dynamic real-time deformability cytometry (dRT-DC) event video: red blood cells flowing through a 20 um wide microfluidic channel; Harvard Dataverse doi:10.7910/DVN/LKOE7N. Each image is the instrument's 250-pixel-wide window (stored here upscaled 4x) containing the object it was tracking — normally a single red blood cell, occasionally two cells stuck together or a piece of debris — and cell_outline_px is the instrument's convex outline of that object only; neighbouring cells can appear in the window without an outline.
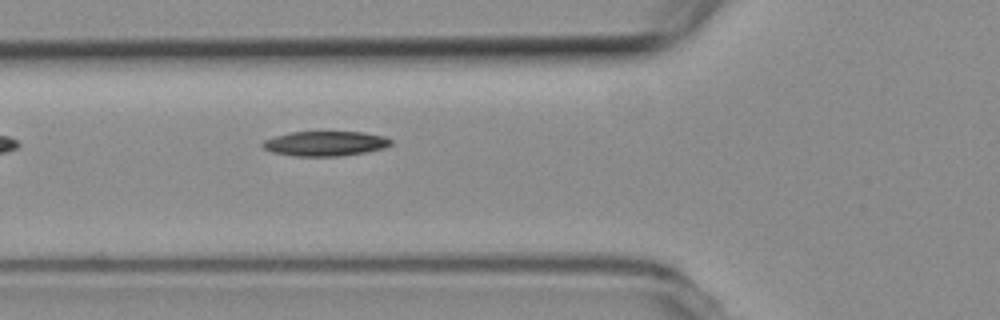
{"species": "common noctule bat (a hibernating species)", "species_latin": "Nyctalus noctula", "temperature_condition": "room temperature", "stored_images_in_passage": 33, "camera_frame_rate_fps": 3000, "um_per_image_px": 0.085, "animal": {"sex": "female", "body_mass_g": 19.3, "forearm_length_mm": 54.1}, "frame": {"image": 1, "passage_image": 3, "time_ms": 0.667, "image_size_px": [1000, 320], "cell_outline_px": [[392, 144], [384, 148], [364, 152], [340, 156], [296, 156], [272, 152], [264, 148], [260, 144], [264, 140], [276, 136], [292, 132], [364, 132], [384, 136], [392, 140]], "centroid_in_image_um": [27.65, 12.2], "position_along_channel_um": 98.1, "area_um2": 18.44}}
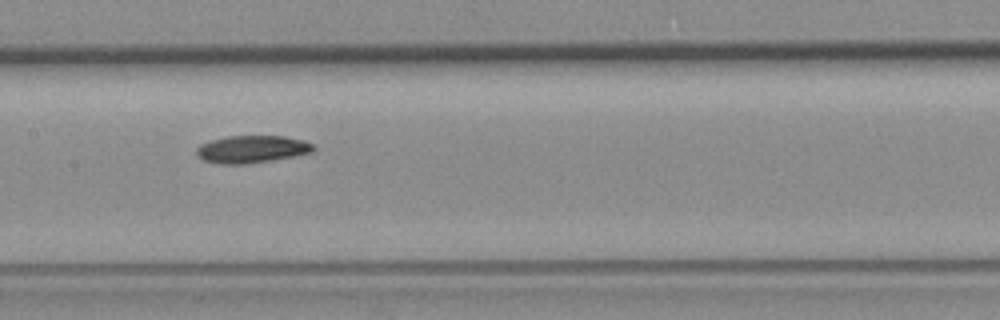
{"frame": {"image": 2, "passage_image": 10, "time_ms": 3.0, "image_size_px": [1000, 320], "cell_outline_px": [[316, 148], [312, 152], [292, 156], [244, 164], [216, 164], [204, 160], [196, 152], [196, 148], [200, 144], [212, 140], [228, 136], [284, 136], [304, 140], [312, 144]], "centroid_in_image_um": [21.4, 12.67], "position_along_channel_um": 186.0, "area_um2": 18.44}}
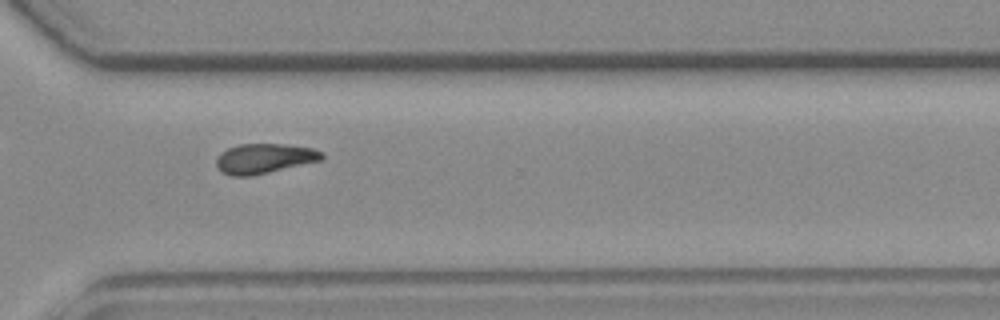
{"frame": {"image": 3, "passage_image": 23, "time_ms": 7.333, "image_size_px": [1000, 320], "cell_outline_px": [[324, 156], [320, 160], [268, 172], [248, 176], [232, 176], [220, 172], [216, 164], [216, 160], [220, 152], [228, 148], [240, 144], [284, 144], [312, 148], [324, 152]], "centroid_in_image_um": [22.43, 13.46], "position_along_channel_um": 348.2, "area_um2": 18.21}}